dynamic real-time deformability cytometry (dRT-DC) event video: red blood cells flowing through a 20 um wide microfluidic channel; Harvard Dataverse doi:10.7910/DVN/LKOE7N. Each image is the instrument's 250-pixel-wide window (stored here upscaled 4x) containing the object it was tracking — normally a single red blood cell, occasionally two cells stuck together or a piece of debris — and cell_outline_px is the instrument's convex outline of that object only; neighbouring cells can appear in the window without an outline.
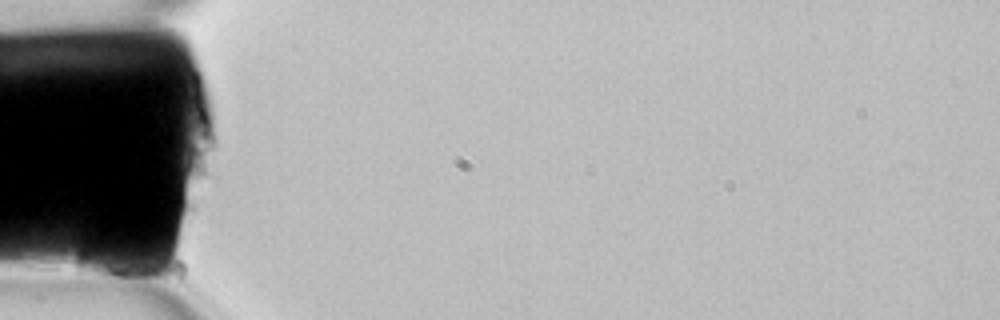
{"species": "common noctule bat (a hibernating species)", "species_latin": "Nyctalus noctula", "temperature_condition": "room temperature", "stored_images_in_passage": 3, "camera_frame_rate_fps": 3000, "um_per_image_px": 0.085, "animal": {"sex": "female", "body_mass_g": 22.7, "forearm_length_mm": 54.2}, "frame": {"image": 1, "passage_image": 1, "time_ms": 0.0, "image_size_px": [1000, 320], "cell_outline_px": [[148, 268], [144, 284], [136, 284], [92, 276], [80, 272], [76, 268], [76, 240], [88, 224], [100, 220]], "centroid_in_image_um": [9.14, 21.78], "position_along_channel_um": 75.9, "area_um2": 20.98}}